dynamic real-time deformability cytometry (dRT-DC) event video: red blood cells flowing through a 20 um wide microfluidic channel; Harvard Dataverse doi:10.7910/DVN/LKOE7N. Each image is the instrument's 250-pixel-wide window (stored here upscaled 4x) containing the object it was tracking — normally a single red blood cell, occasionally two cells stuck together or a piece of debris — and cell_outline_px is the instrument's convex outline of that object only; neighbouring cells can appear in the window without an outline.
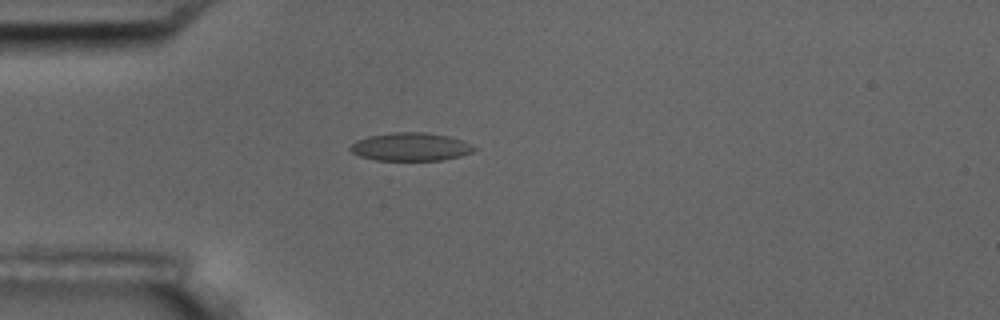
{"species": "common noctule bat (a hibernating species)", "species_latin": "Nyctalus noctula", "temperature_condition": "room temperature", "stored_images_in_passage": 2, "camera_frame_rate_fps": 3000, "um_per_image_px": 0.085, "animal": {"sex": "male", "body_mass_g": 17.5, "forearm_length_mm": 52.3}, "frame": {"image": 1, "passage_image": 1, "time_ms": 0.0, "image_size_px": [1000, 320], "cell_outline_px": [[476, 148], [472, 152], [460, 156], [440, 160], [376, 160], [360, 156], [352, 152], [348, 148], [356, 140], [368, 136], [392, 132], [424, 132], [448, 136], [472, 144]], "centroid_in_image_um": [34.88, 12.47], "position_along_channel_um": 50.1, "area_um2": 20.23}}